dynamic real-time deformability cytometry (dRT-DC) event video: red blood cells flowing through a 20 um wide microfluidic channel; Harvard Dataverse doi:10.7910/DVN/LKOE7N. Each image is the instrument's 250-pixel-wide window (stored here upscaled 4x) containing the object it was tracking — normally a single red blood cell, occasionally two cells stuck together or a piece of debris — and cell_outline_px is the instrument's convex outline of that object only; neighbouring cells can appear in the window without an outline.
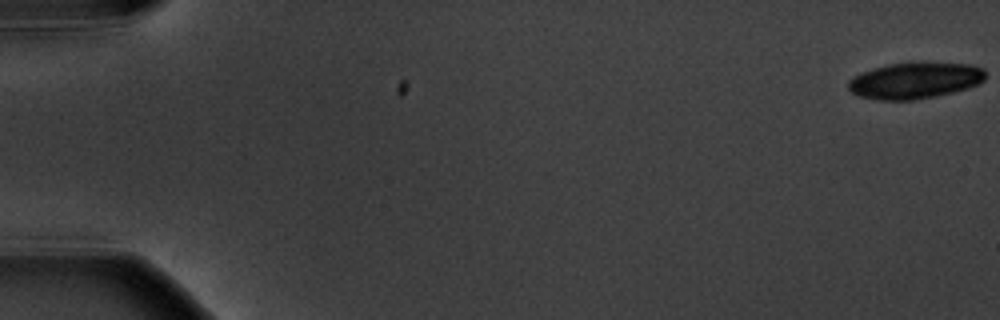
{"species": "common noctule bat (a hibernating species)", "species_latin": "Nyctalus noctula", "temperature_condition": "warm", "stored_images_in_passage": 7, "camera_frame_rate_fps": 3000, "um_per_image_px": 0.085, "animal": {"sex": "male", "body_mass_g": 20.1, "forearm_length_mm": 53.5}, "frame": {"image": 1, "passage_image": 1, "time_ms": 0.0, "image_size_px": [1000, 320], "cell_outline_px": [[984, 80], [968, 88], [936, 96], [912, 100], [876, 100], [860, 96], [852, 92], [848, 88], [848, 80], [852, 76], [872, 68], [888, 64], [908, 60], [924, 60], [968, 64], [984, 68]], "centroid_in_image_um": [77.74, 6.8], "position_along_channel_um": 7.3, "area_um2": 29.82}}